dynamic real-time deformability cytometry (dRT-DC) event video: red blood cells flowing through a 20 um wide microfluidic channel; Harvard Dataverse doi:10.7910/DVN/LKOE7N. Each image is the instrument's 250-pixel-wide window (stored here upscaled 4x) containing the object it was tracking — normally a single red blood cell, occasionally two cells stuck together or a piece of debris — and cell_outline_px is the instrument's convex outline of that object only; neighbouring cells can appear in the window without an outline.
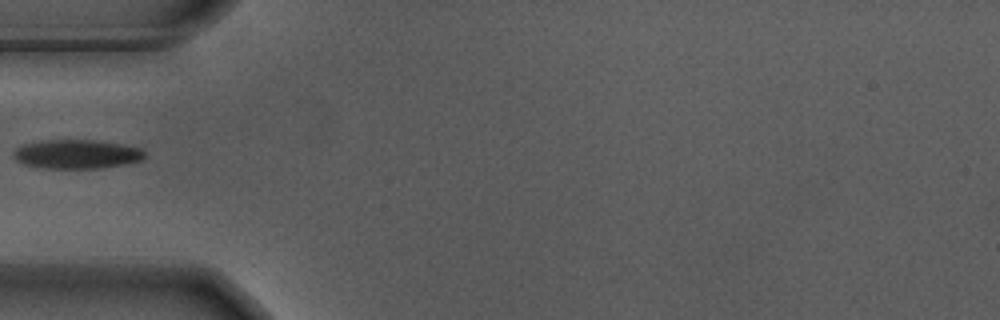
{"species": "Egyptian fruit bat (a non-hibernating species)", "species_latin": "Rousettus aegyptiacus", "temperature_condition": "warm", "stored_images_in_passage": 32, "camera_frame_rate_fps": 3000, "um_per_image_px": 0.085, "animal": {"sex": "male"}, "frame": {"image": 1, "passage_image": 1, "time_ms": 0.0, "image_size_px": [1000, 320], "cell_outline_px": [[144, 160], [100, 168], [36, 168], [24, 164], [16, 160], [12, 156], [12, 152], [16, 148], [24, 144], [40, 140], [96, 140], [120, 144], [140, 148], [144, 152]], "centroid_in_image_um": [6.46, 13.1], "position_along_channel_um": 78.5, "area_um2": 22.25}}
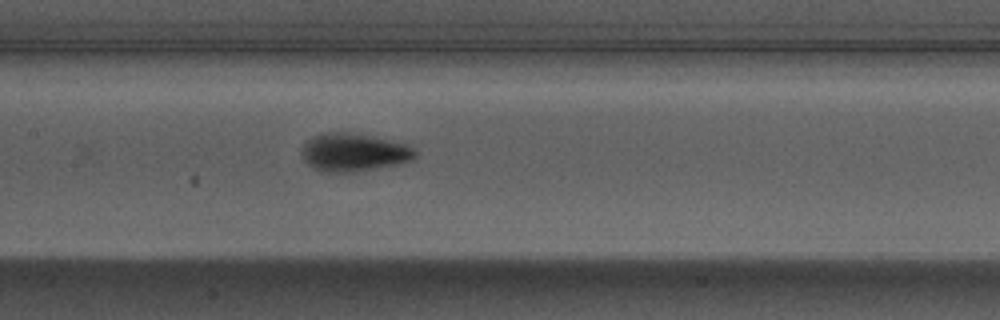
{"frame": {"image": 2, "passage_image": 9, "time_ms": 2.667, "image_size_px": [1000, 320], "cell_outline_px": [[416, 156], [412, 160], [396, 164], [352, 172], [320, 172], [312, 168], [304, 160], [300, 152], [304, 144], [308, 140], [316, 136], [328, 132], [344, 132], [372, 136], [408, 144], [416, 152]], "centroid_in_image_um": [30.05, 12.96], "position_along_channel_um": 177.4, "area_um2": 24.97}}
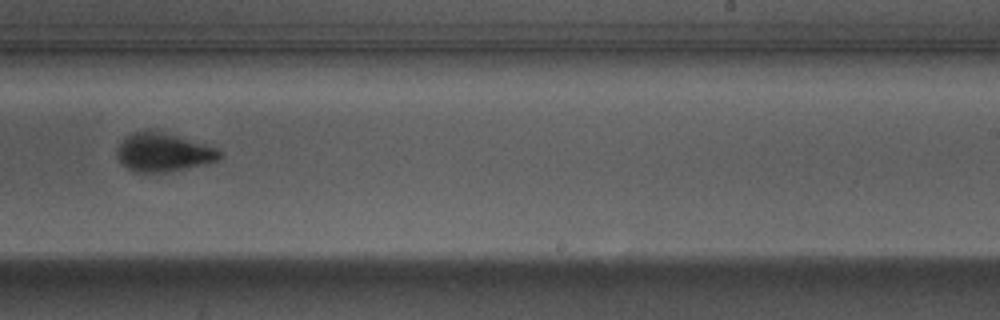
{"frame": {"image": 3, "passage_image": 17, "time_ms": 5.333, "image_size_px": [1000, 320], "cell_outline_px": [[224, 156], [220, 160], [208, 164], [168, 172], [136, 172], [128, 168], [116, 156], [116, 148], [124, 136], [132, 132], [144, 128], [148, 128], [176, 136], [216, 148]], "centroid_in_image_um": [13.86, 12.93], "position_along_channel_um": 275.1, "area_um2": 23.35}}